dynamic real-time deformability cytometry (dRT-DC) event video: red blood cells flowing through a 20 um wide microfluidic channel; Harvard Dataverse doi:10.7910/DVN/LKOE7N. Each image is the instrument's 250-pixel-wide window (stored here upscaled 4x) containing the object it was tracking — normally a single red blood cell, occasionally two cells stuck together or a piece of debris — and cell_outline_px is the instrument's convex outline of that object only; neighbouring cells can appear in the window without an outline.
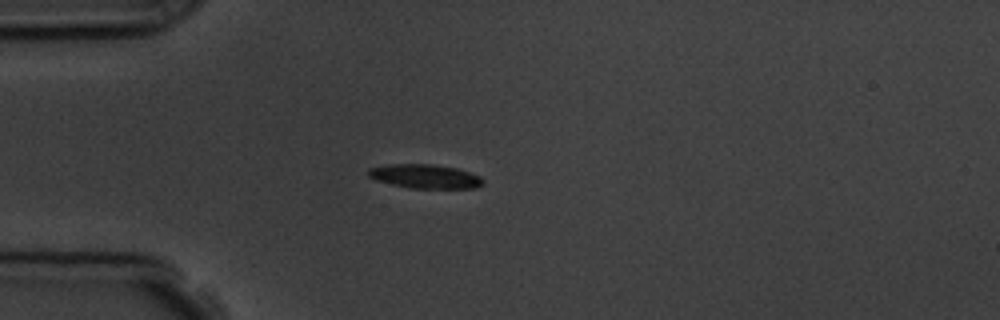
{"species": "common noctule bat (a hibernating species)", "species_latin": "Nyctalus noctula", "temperature_condition": "room temperature", "stored_images_in_passage": 4, "camera_frame_rate_fps": 3000, "um_per_image_px": 0.085, "animal": {"sex": "male", "body_mass_g": 19.5, "forearm_length_mm": 54.6}, "frame": {"image": 1, "passage_image": 4, "time_ms": 4.333, "image_size_px": [1000, 320], "cell_outline_px": [[484, 184], [476, 188], [408, 188], [376, 180], [368, 176], [368, 168], [388, 164], [432, 164], [456, 168], [480, 176], [484, 180]], "centroid_in_image_um": [36.13, 14.99], "position_along_channel_um": 48.9, "area_um2": 16.07}}